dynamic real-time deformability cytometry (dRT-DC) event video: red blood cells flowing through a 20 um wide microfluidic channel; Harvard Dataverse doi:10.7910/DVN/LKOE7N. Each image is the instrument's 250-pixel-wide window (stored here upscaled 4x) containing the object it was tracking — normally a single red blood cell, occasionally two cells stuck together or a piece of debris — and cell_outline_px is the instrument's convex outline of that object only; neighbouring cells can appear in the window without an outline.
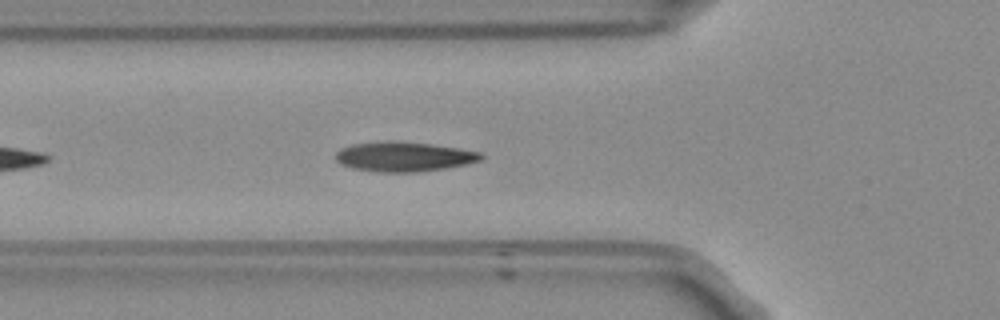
{"species": "Egyptian fruit bat (a non-hibernating species)", "species_latin": "Rousettus aegyptiacus", "temperature_condition": "room temperature", "stored_images_in_passage": 41, "camera_frame_rate_fps": 3000, "um_per_image_px": 0.085, "frame": {"image": 1, "passage_image": 7, "time_ms": 2.0, "image_size_px": [1000, 320], "cell_outline_px": [[484, 156], [480, 160], [464, 164], [444, 168], [420, 172], [380, 172], [352, 168], [340, 164], [336, 160], [336, 152], [340, 148], [352, 144], [388, 140], [392, 140], [432, 144], [460, 148], [480, 152]], "centroid_in_image_um": [34.3, 13.3], "position_along_channel_um": 91.5, "area_um2": 25.26}}
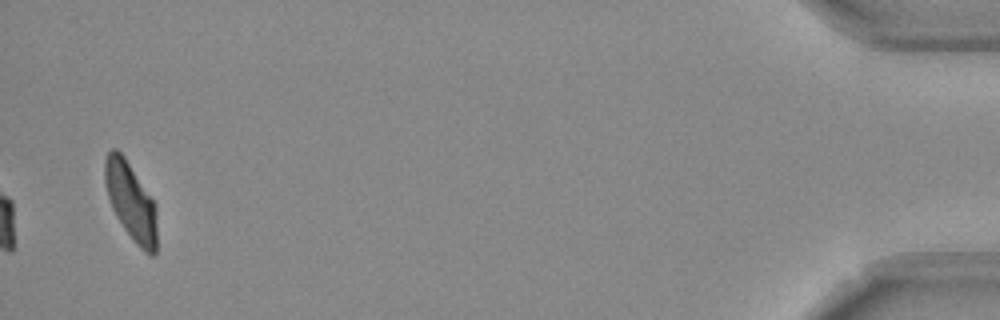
{"frame": {"image": 2, "passage_image": 41, "time_ms": 13.333, "image_size_px": [1000, 320], "cell_outline_px": [[156, 252], [152, 256], [148, 256], [136, 244], [124, 228], [116, 216], [112, 208], [108, 196], [104, 180], [104, 160], [108, 152], [112, 148], [116, 148], [124, 156], [156, 204]], "centroid_in_image_um": [11.12, 17.12], "position_along_channel_um": 424.1, "area_um2": 23.58}, "authors_computed_cell_mechanics": {"area_um2": 21.2704, "velocity_mm_per_s": 3.72, "shape_relaxation_time_tau1_ms": 9.0542, "shape_relaxation_time_tau2_ms": 7.688, "deformation_change_tau1": 0.2151, "deformation_change_tau2": 0.1074}}